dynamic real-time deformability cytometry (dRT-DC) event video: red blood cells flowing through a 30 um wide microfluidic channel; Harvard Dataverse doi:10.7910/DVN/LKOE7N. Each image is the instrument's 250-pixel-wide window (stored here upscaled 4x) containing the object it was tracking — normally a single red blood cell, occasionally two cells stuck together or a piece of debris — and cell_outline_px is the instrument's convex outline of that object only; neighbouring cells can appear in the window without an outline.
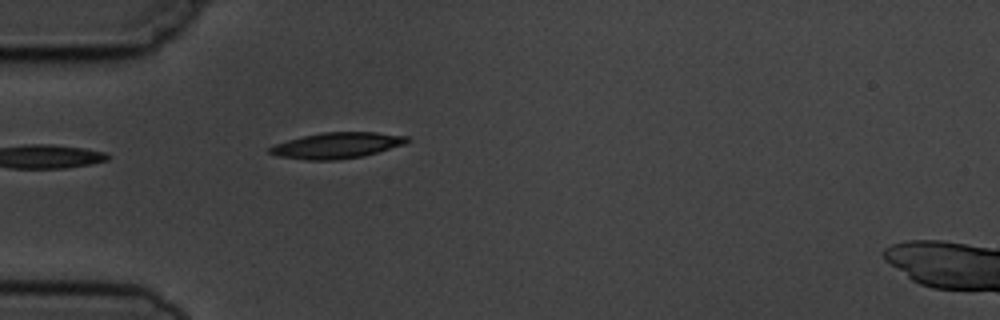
{"species": "common noctule bat (a hibernating species)", "species_latin": "Nyctalus noctula", "temperature_condition": "cold", "stored_images_in_passage": 6, "camera_frame_rate_fps": 3000, "um_per_image_px": 0.085, "animal": {"sex": "male", "body_mass_g": 19.5, "forearm_length_mm": 54.6}, "frame": {"image": 1, "passage_image": 6, "time_ms": 6.333, "image_size_px": [1000, 320], "cell_outline_px": [[412, 140], [404, 144], [364, 156], [336, 160], [304, 160], [280, 156], [268, 152], [268, 148], [276, 144], [288, 140], [320, 132], [376, 132], [408, 136]], "centroid_in_image_um": [28.66, 12.36], "position_along_channel_um": 56.3, "area_um2": 20.69}}